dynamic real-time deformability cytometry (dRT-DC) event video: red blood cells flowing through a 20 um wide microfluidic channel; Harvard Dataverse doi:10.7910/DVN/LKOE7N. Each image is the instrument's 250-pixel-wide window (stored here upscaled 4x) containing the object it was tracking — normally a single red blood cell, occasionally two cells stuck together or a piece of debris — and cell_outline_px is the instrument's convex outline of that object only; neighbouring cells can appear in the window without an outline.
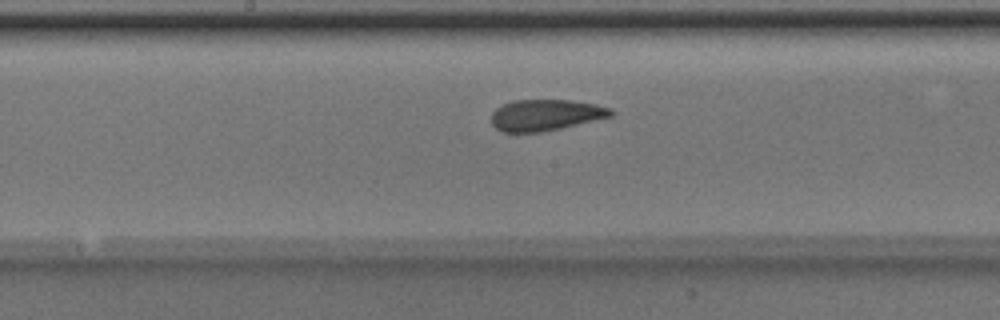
{"species": "Egyptian fruit bat (a non-hibernating species)", "species_latin": "Rousettus aegyptiacus", "temperature_condition": "room temperature", "stored_images_in_passage": 33, "camera_frame_rate_fps": 3000, "um_per_image_px": 0.085, "animal": {"sex": "male"}, "frame": {"image": 1, "passage_image": 15, "time_ms": 4.667, "image_size_px": [1000, 320], "cell_outline_px": [[616, 112], [612, 116], [560, 128], [540, 132], [504, 132], [496, 128], [492, 124], [492, 112], [496, 108], [512, 100], [572, 100], [596, 104], [612, 108]], "centroid_in_image_um": [46.4, 9.76], "position_along_channel_um": 201.8, "area_um2": 21.73}}
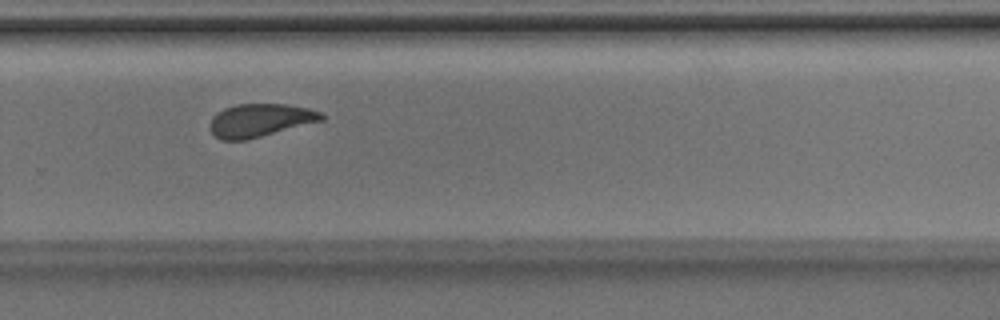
{"frame": {"image": 2, "passage_image": 23, "time_ms": 7.333, "image_size_px": [1000, 320], "cell_outline_px": [[324, 120], [248, 140], [220, 140], [208, 128], [208, 124], [212, 116], [216, 112], [224, 108], [236, 104], [288, 104], [308, 108], [324, 112]], "centroid_in_image_um": [22.09, 10.22], "position_along_channel_um": 307.7, "area_um2": 21.91}}
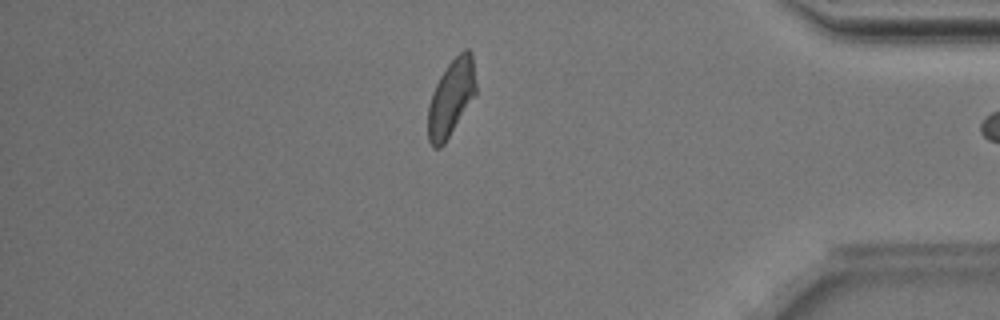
{"frame": {"image": 3, "passage_image": 32, "time_ms": 10.333, "image_size_px": [1000, 320], "cell_outline_px": [[476, 92], [444, 144], [440, 148], [432, 148], [428, 140], [428, 104], [432, 92], [440, 76], [448, 64], [464, 48], [468, 48], [472, 52], [476, 84]], "centroid_in_image_um": [38.33, 8.3], "position_along_channel_um": 396.9, "area_um2": 21.21}}